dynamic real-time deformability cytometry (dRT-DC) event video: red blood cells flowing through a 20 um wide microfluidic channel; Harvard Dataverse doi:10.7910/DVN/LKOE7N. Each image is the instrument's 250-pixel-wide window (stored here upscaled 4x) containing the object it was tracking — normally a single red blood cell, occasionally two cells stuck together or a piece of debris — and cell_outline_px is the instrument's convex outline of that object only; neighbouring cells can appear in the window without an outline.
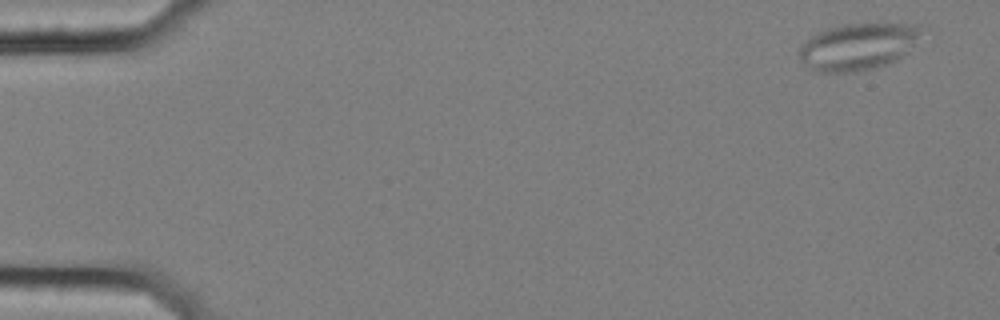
{"species": "common noctule bat (a hibernating species)", "species_latin": "Nyctalus noctula", "temperature_condition": "cold", "stored_images_in_passage": 58, "camera_frame_rate_fps": 3000, "um_per_image_px": 0.085, "animal": {"sex": "female", "body_mass_g": 25.1}, "frame": {"image": 1, "passage_image": 3, "time_ms": 0.667, "image_size_px": [1000, 320], "cell_outline_px": [[920, 28], [908, 52], [896, 60], [888, 64], [876, 68], [856, 72], [812, 72], [800, 60], [800, 48], [812, 36], [828, 28], [844, 24], [920, 24]], "centroid_in_image_um": [72.88, 3.99], "position_along_channel_um": 12.1, "area_um2": 32.83}}
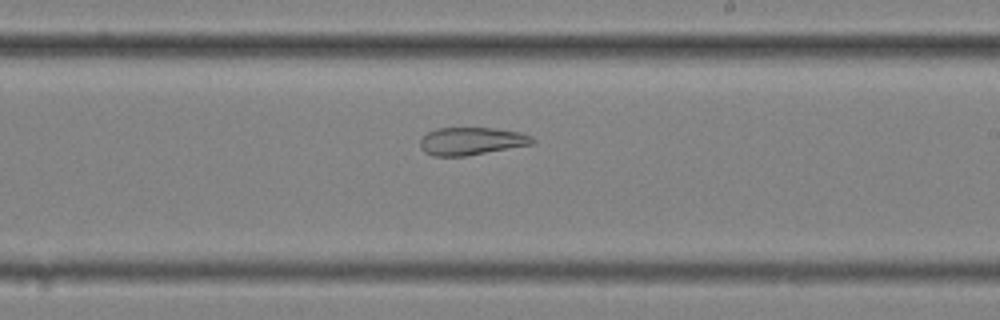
{"frame": {"image": 2, "passage_image": 35, "time_ms": 11.333, "image_size_px": [1000, 320], "cell_outline_px": [[536, 140], [532, 144], [464, 156], [432, 156], [424, 152], [420, 148], [420, 140], [428, 132], [436, 128], [496, 128], [520, 132], [532, 136]], "centroid_in_image_um": [40.06, 11.99], "position_along_channel_um": 248.9, "area_um2": 18.09}}
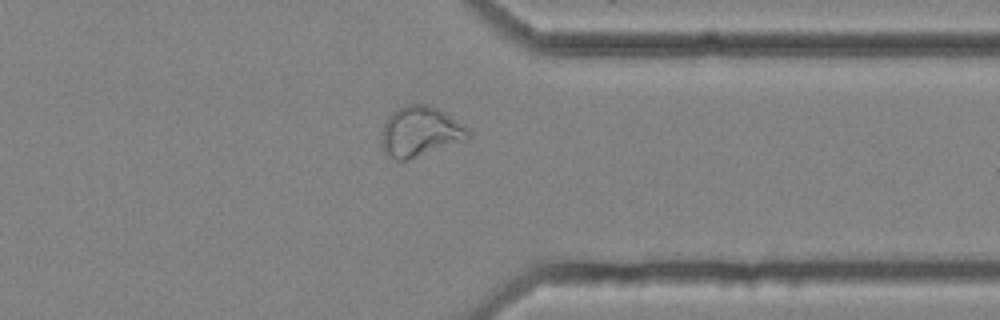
{"frame": {"image": 3, "passage_image": 46, "time_ms": 15.0, "image_size_px": [1000, 320], "cell_outline_px": [[472, 136], [468, 140], [408, 160], [396, 160], [388, 156], [384, 152], [380, 132], [388, 116], [392, 112], [404, 104], [428, 104], [440, 108], [464, 124], [468, 128]], "centroid_in_image_um": [35.75, 11.17], "position_along_channel_um": 375.7, "area_um2": 25.95}, "authors_computed_cell_mechanics": {"area_um2": 26.7325, "velocity_mm_per_s": 3.5101, "shape_relaxation_time_tau1_ms": null, "shape_relaxation_time_tau2_ms": 2.9842, "deformation_change_tau1": null, "deformation_change_tau2": 0.1029}}